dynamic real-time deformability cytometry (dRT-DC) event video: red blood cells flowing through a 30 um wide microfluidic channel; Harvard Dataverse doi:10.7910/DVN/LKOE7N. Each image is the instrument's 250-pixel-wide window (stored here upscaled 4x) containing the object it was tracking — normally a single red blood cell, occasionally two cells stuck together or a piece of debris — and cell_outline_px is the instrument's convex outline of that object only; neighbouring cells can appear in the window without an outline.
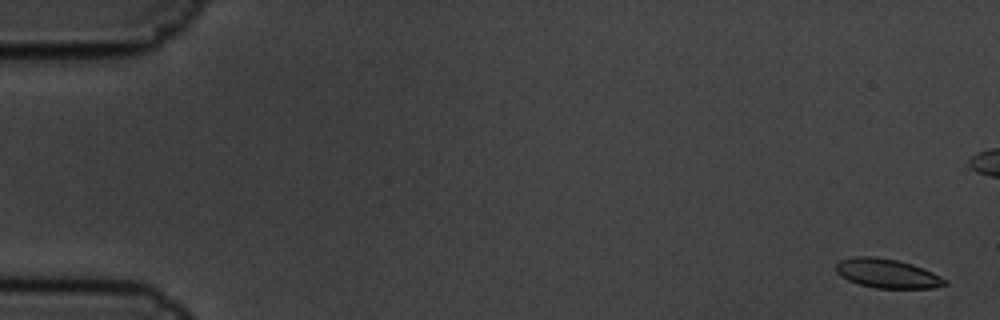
{"species": "common noctule bat (a hibernating species)", "species_latin": "Nyctalus noctula", "temperature_condition": "cold", "stored_images_in_passage": 7, "segment_of_instrument_passage": [1, 2], "camera_frame_rate_fps": 3000, "um_per_image_px": 0.085, "animal": {"sex": "male", "body_mass_g": 19.5, "forearm_length_mm": 54.6}, "frame": {"image": 1, "passage_image": 1, "time_ms": 0.0, "image_size_px": [1000, 320], "cell_outline_px": [[948, 284], [932, 288], [876, 288], [860, 284], [848, 280], [840, 276], [836, 272], [836, 264], [840, 260], [852, 256], [872, 256], [896, 260], [912, 264], [932, 272], [948, 280]], "centroid_in_image_um": [75.4, 23.24], "position_along_channel_um": 9.6, "area_um2": 18.5}}
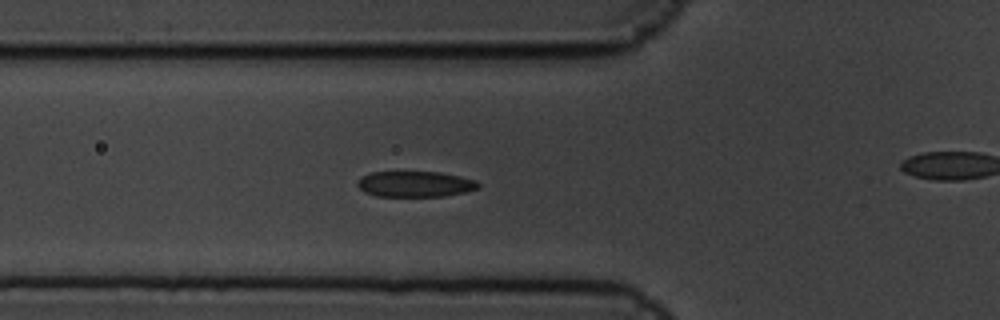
{"frame": {"image": 2, "passage_image": 6, "time_ms": 1.667, "image_size_px": [1000, 320], "cell_outline_px": [[480, 188], [464, 192], [444, 196], [376, 196], [364, 192], [356, 184], [356, 180], [360, 176], [372, 172], [440, 172], [460, 176], [476, 180], [480, 184]], "centroid_in_image_um": [35.27, 15.64], "position_along_channel_um": 90.5, "area_um2": 18.26}}